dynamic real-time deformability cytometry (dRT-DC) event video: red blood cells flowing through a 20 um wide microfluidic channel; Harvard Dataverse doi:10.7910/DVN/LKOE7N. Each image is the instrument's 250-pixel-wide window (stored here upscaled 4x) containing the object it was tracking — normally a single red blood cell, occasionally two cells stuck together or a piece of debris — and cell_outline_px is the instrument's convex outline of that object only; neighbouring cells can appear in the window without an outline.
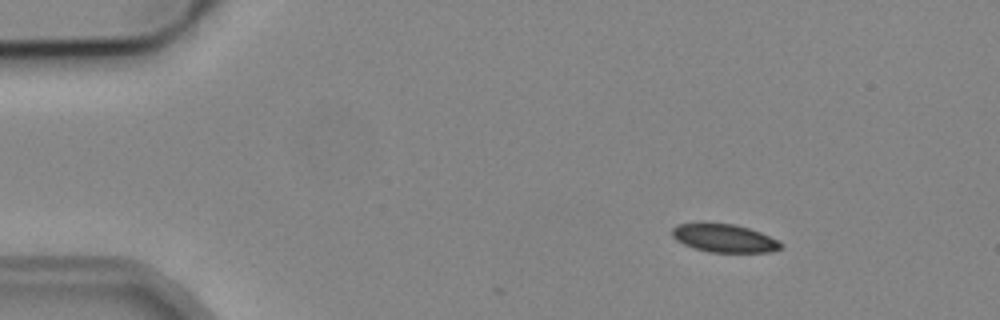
{"species": "common noctule bat (a hibernating species)", "species_latin": "Nyctalus noctula", "temperature_condition": "cold", "stored_images_in_passage": 5, "camera_frame_rate_fps": 3000, "um_per_image_px": 0.085, "animal": {"sex": "male", "body_mass_g": 19.2, "forearm_length_mm": 51.8}, "frame": {"image": 1, "passage_image": 2, "time_ms": 1.333, "image_size_px": [1000, 320], "cell_outline_px": [[780, 248], [772, 252], [708, 252], [684, 244], [676, 240], [672, 236], [672, 228], [676, 224], [700, 220], [732, 224], [748, 228], [760, 232], [776, 240], [780, 244]], "centroid_in_image_um": [61.45, 20.2], "position_along_channel_um": 23.6, "area_um2": 18.15}}